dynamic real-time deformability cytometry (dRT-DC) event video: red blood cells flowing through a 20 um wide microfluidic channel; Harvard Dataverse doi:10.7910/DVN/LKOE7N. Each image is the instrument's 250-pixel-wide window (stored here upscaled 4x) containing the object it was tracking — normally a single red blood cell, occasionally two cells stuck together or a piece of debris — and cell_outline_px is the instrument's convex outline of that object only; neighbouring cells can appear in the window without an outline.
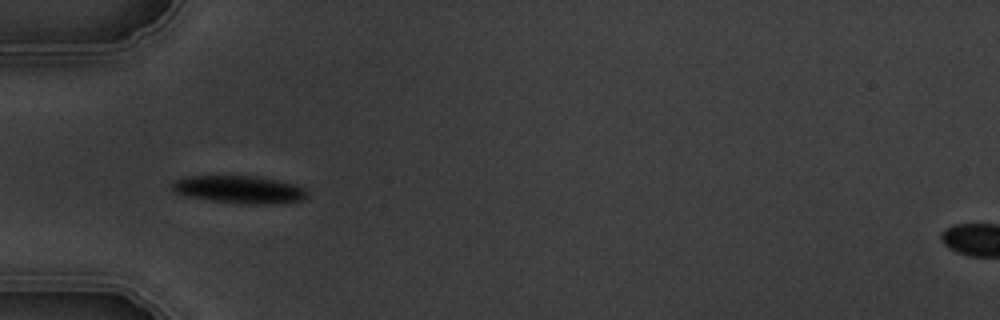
{"species": "common noctule bat (a hibernating species)", "species_latin": "Nyctalus noctula", "temperature_condition": "warm", "stored_images_in_passage": 11, "camera_frame_rate_fps": 3000, "um_per_image_px": 0.085, "animal": {"sex": "male", "body_mass_g": 19.5, "forearm_length_mm": 54.6}, "frame": {"image": 1, "passage_image": 5, "time_ms": 5.667, "image_size_px": [1000, 320], "cell_outline_px": [[308, 196], [300, 200], [268, 204], [236, 204], [184, 196], [172, 192], [172, 180], [188, 176], [256, 176], [296, 184], [304, 188], [308, 192]], "centroid_in_image_um": [20.29, 16.11], "position_along_channel_um": 64.7, "area_um2": 21.96}}
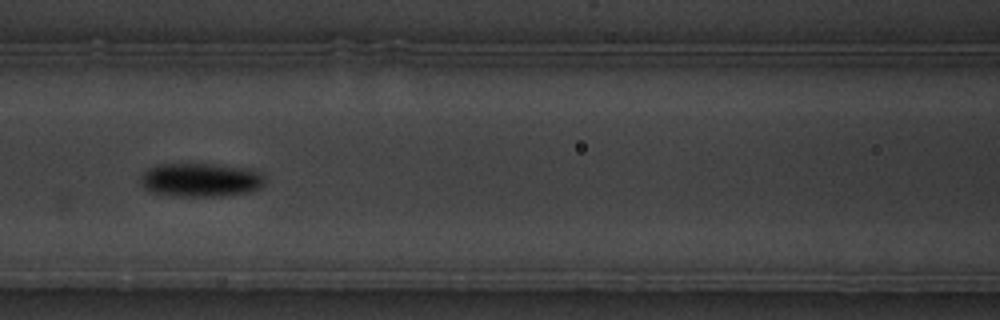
{"frame": {"image": 2, "passage_image": 7, "time_ms": 8.0, "image_size_px": [1000, 320], "cell_outline_px": [[264, 184], [260, 188], [248, 192], [212, 196], [184, 196], [152, 192], [144, 188], [140, 180], [140, 176], [148, 168], [160, 164], [216, 164], [248, 168], [260, 172], [264, 176]], "centroid_in_image_um": [17.07, 15.27], "position_along_channel_um": 149.5, "area_um2": 24.28}}